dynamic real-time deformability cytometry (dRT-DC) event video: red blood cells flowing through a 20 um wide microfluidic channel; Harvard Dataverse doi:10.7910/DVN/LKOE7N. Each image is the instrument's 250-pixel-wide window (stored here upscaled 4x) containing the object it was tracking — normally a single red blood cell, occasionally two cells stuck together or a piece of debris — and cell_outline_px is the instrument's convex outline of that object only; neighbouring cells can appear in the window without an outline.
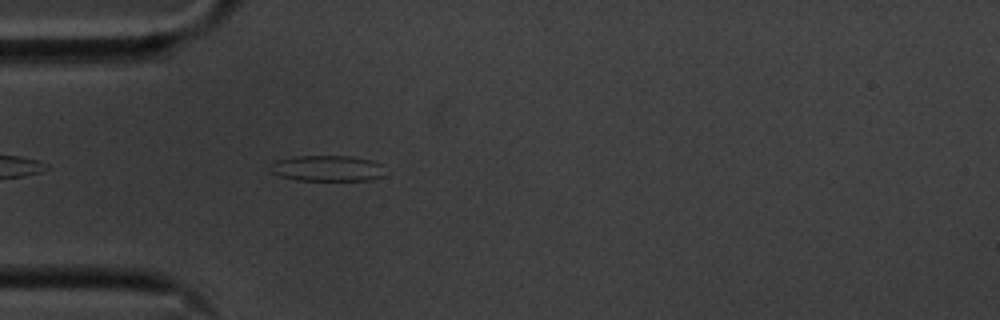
{"species": "common noctule bat (a hibernating species)", "species_latin": "Nyctalus noctula", "temperature_condition": "cold", "stored_images_in_passage": 45, "camera_frame_rate_fps": 3000, "um_per_image_px": 0.085, "animal": {"sex": "male", "body_mass_g": 20.1, "forearm_length_mm": 53.5}, "frame": {"image": 1, "passage_image": 5, "time_ms": 1.333, "image_size_px": [1000, 320], "cell_outline_px": [[384, 176], [368, 180], [296, 180], [280, 176], [268, 172], [268, 164], [272, 160], [296, 156], [352, 156], [372, 160], [380, 164]], "centroid_in_image_um": [27.7, 14.3], "position_along_channel_um": 57.3, "area_um2": 17.57}}
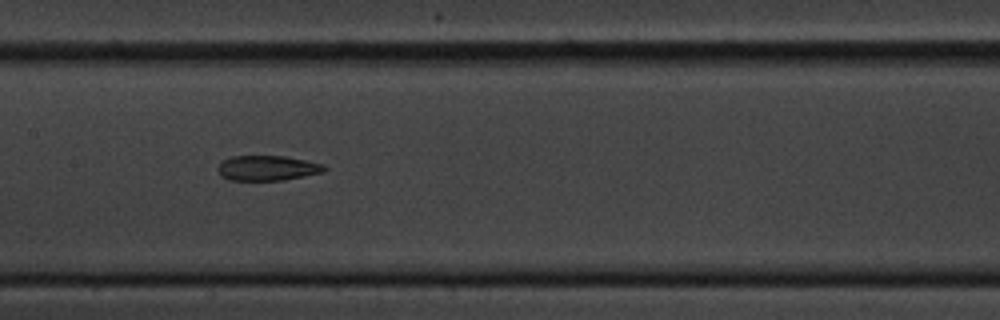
{"frame": {"image": 2, "passage_image": 16, "time_ms": 5.0, "image_size_px": [1000, 320], "cell_outline_px": [[328, 168], [324, 172], [284, 180], [228, 180], [220, 176], [216, 168], [224, 160], [232, 156], [284, 156], [324, 164]], "centroid_in_image_um": [22.72, 14.29], "position_along_channel_um": 184.7, "area_um2": 15.61}}
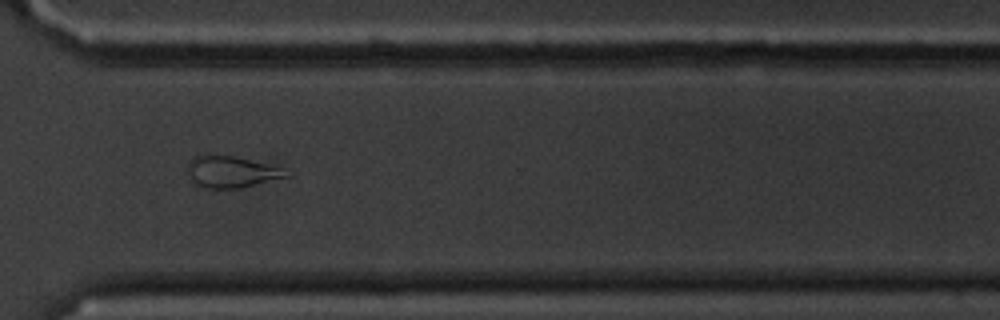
{"frame": {"image": 3, "passage_image": 30, "time_ms": 9.667, "image_size_px": [1000, 320], "cell_outline_px": [[292, 176], [240, 188], [208, 188], [192, 184], [184, 172], [184, 168], [188, 160], [192, 156], [200, 152], [212, 152], [232, 156], [264, 164], [276, 168]], "centroid_in_image_um": [19.42, 14.58], "position_along_channel_um": 351.2, "area_um2": 18.73}, "authors_computed_cell_mechanics": {"area_um2": 16.7042, "velocity_mm_per_s": 3.5692, "shape_relaxation_time_tau1_ms": null, "shape_relaxation_time_tau2_ms": 5.1542, "deformation_change_tau1": null, "deformation_change_tau2": 0.1341}}